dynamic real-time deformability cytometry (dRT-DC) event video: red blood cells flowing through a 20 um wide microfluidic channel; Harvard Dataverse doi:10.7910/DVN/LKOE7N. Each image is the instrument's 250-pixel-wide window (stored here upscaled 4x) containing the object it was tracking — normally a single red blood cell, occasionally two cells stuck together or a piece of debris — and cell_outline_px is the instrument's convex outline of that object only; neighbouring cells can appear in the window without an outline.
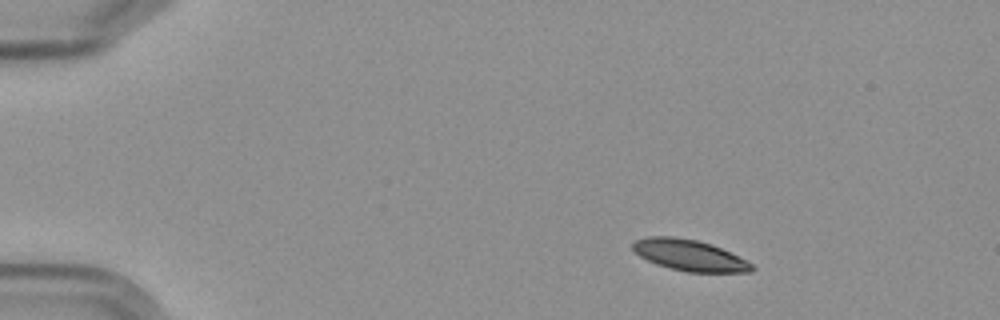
{"species": "Egyptian fruit bat (a non-hibernating species)", "species_latin": "Rousettus aegyptiacus", "temperature_condition": "cold", "stored_images_in_passage": 5, "segment_of_instrument_passage": [1, 2], "camera_frame_rate_fps": 3000, "um_per_image_px": 0.085, "frame": {"image": 1, "passage_image": 2, "time_ms": 1.333, "image_size_px": [1000, 320], "cell_outline_px": [[756, 268], [752, 272], [688, 272], [656, 264], [640, 256], [632, 248], [632, 244], [636, 240], [648, 236], [672, 236], [696, 240], [712, 244], [752, 264]], "centroid_in_image_um": [58.59, 21.69], "position_along_channel_um": 26.4, "area_um2": 21.27}}
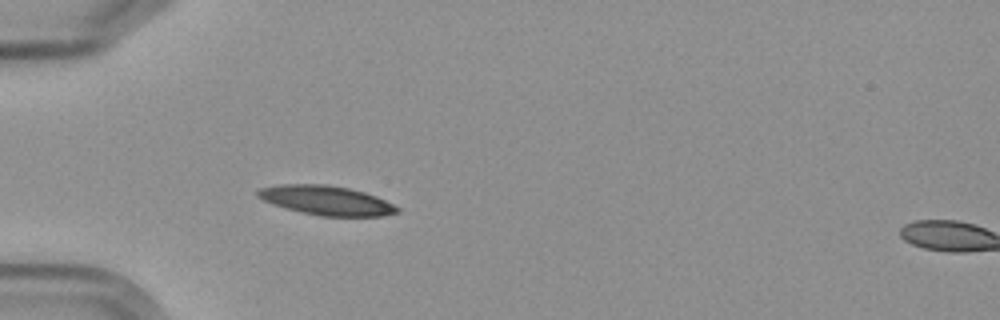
{"frame": {"image": 2, "passage_image": 4, "time_ms": 4.333, "image_size_px": [1000, 320], "cell_outline_px": [[400, 212], [380, 216], [320, 216], [300, 212], [284, 208], [272, 204], [256, 196], [256, 192], [260, 188], [280, 184], [328, 184], [348, 188], [364, 192], [376, 196], [400, 208]], "centroid_in_image_um": [27.72, 17.03], "position_along_channel_um": 57.3, "area_um2": 23.87}}